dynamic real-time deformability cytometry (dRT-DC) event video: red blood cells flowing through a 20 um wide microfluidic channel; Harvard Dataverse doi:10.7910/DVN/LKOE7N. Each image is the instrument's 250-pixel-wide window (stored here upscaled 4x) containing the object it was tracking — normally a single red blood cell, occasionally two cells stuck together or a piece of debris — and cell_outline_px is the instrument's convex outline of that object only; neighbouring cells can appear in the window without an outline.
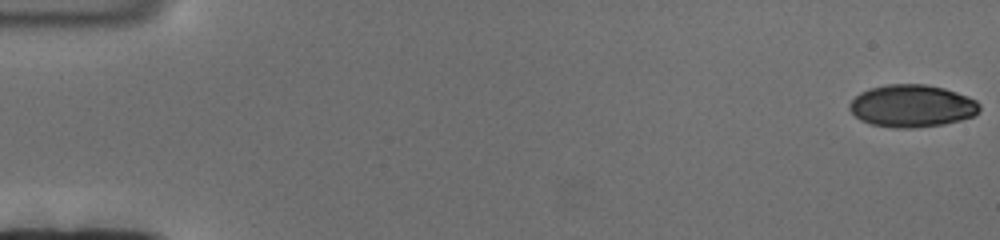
{"species": "human", "species_latin": "Homo sapiens", "temperature_condition": "cold", "stored_images_in_passage": 140, "camera_frame_rate_fps": 3000, "um_per_image_px": 0.085, "donor": {"sex": "female"}, "frame": {"image": 1, "passage_image": 1, "time_ms": 0.0, "image_size_px": [1000, 240], "cell_outline_px": [[980, 108], [972, 116], [960, 120], [944, 124], [912, 128], [896, 128], [872, 124], [860, 120], [848, 108], [848, 104], [860, 92], [868, 88], [888, 84], [924, 84], [944, 88], [968, 96], [976, 100], [980, 104]], "centroid_in_image_um": [77.5, 9.0], "position_along_channel_um": 7.5, "area_um2": 32.08}}
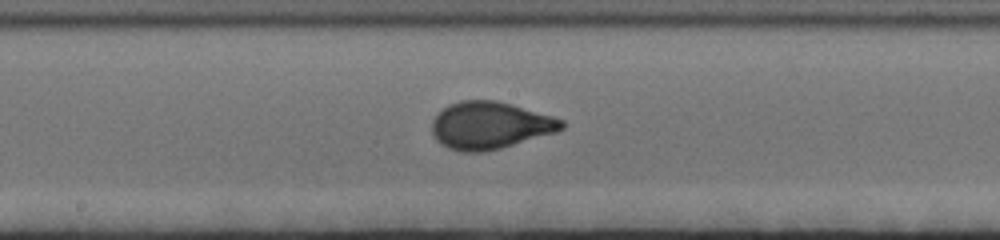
{"frame": {"image": 2, "passage_image": 75, "time_ms": 24.667, "image_size_px": [1000, 240], "cell_outline_px": [[568, 124], [564, 128], [556, 132], [500, 148], [484, 152], [460, 152], [448, 148], [440, 144], [436, 140], [432, 132], [432, 120], [448, 104], [460, 100], [496, 100], [512, 104], [552, 116], [564, 120]], "centroid_in_image_um": [41.65, 10.66], "position_along_channel_um": 206.6, "area_um2": 35.84}}
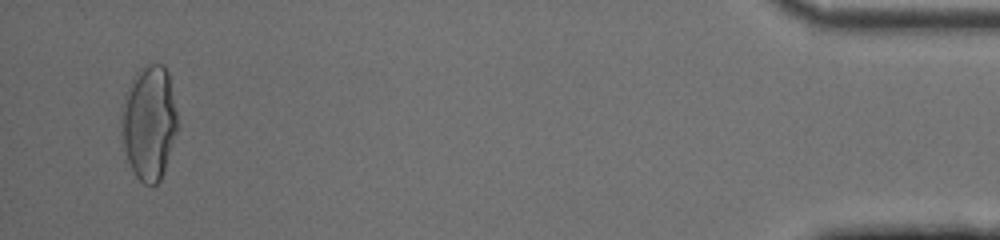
{"frame": {"image": 3, "passage_image": 135, "time_ms": 44.667, "image_size_px": [1000, 240], "cell_outline_px": [[176, 132], [160, 180], [156, 184], [144, 184], [132, 172], [124, 148], [120, 120], [124, 96], [132, 76], [140, 68], [148, 64], [164, 64], [168, 72], [176, 112]], "centroid_in_image_um": [12.63, 10.39], "position_along_channel_um": 422.6, "area_um2": 37.05}}